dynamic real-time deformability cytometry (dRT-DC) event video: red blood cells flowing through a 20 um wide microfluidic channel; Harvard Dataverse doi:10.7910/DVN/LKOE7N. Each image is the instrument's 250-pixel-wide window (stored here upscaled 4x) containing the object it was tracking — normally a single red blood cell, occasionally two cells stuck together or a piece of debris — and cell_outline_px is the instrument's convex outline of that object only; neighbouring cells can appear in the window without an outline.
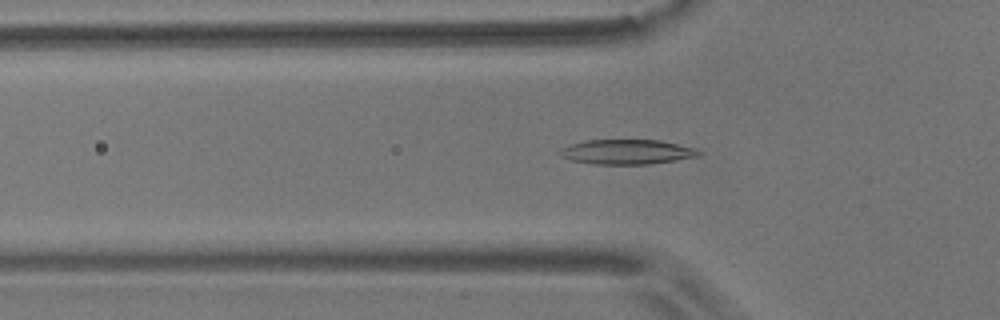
{"species": "common noctule bat (a hibernating species)", "species_latin": "Nyctalus noctula", "temperature_condition": "room temperature", "stored_images_in_passage": 45, "camera_frame_rate_fps": 3000, "um_per_image_px": 0.085, "animal": {"sex": "male", "body_mass_g": 17.9}, "frame": {"image": 1, "passage_image": 15, "time_ms": 4.667, "image_size_px": [1000, 320], "cell_outline_px": [[704, 152], [700, 156], [676, 160], [648, 164], [592, 164], [572, 160], [556, 152], [560, 148], [572, 144], [588, 140], [660, 140], [692, 148]], "centroid_in_image_um": [53.29, 12.91], "position_along_channel_um": 72.5, "area_um2": 19.88}}
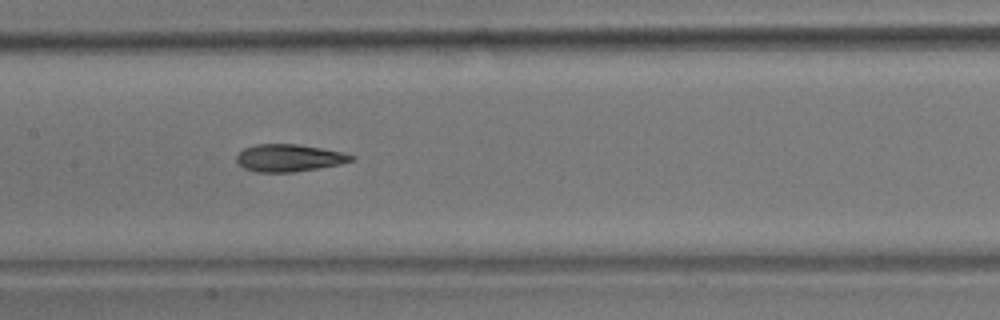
{"frame": {"image": 2, "passage_image": 24, "time_ms": 7.667, "image_size_px": [1000, 320], "cell_outline_px": [[356, 160], [340, 164], [292, 172], [256, 172], [244, 168], [236, 160], [236, 156], [244, 148], [256, 144], [296, 144], [320, 148], [340, 152], [356, 156]], "centroid_in_image_um": [24.56, 13.42], "position_along_channel_um": 182.8, "area_um2": 18.09}}
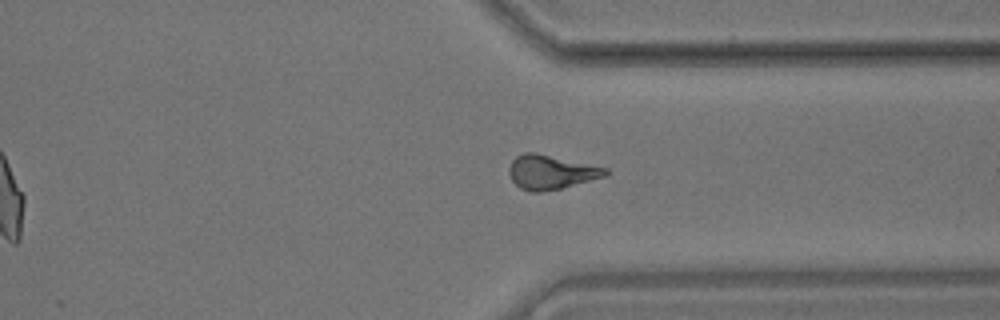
{"frame": {"image": 3, "passage_image": 39, "time_ms": 12.667, "image_size_px": [1000, 320], "cell_outline_px": [[608, 176], [560, 188], [540, 192], [532, 192], [520, 188], [512, 180], [508, 172], [508, 168], [512, 160], [516, 156], [524, 152], [536, 152], [608, 168]], "centroid_in_image_um": [46.83, 14.62], "position_along_channel_um": 364.6, "area_um2": 19.25}, "authors_computed_cell_mechanics": {"area_um2": 18.8428, "velocity_mm_per_s": 3.6446, "shape_relaxation_time_tau1_ms": 9.8259, "shape_relaxation_time_tau2_ms": 3.1296, "deformation_change_tau1": 0.2512, "deformation_change_tau2": 0.1218}}